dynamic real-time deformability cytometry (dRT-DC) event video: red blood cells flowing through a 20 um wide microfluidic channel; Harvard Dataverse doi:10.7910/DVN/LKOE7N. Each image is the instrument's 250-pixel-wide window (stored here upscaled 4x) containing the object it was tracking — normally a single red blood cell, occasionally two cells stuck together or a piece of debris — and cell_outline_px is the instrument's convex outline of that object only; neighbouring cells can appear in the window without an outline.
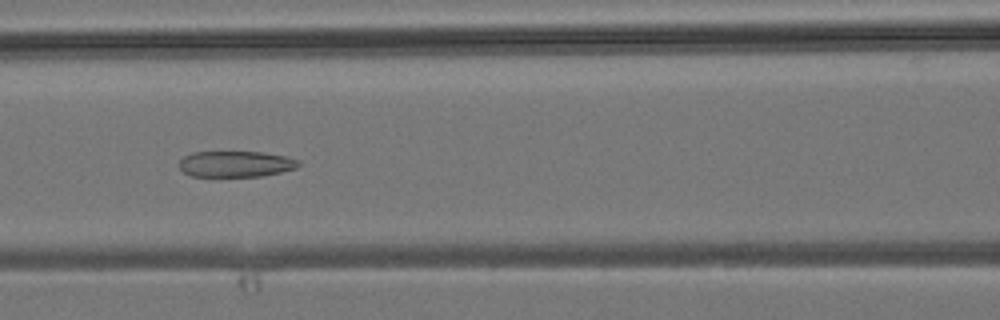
{"species": "common noctule bat (a hibernating species)", "species_latin": "Nyctalus noctula", "temperature_condition": "room temperature", "stored_images_in_passage": 43, "camera_frame_rate_fps": 3000, "um_per_image_px": 0.085, "animal": {"sex": "male", "body_mass_g": 19.2, "forearm_length_mm": 51.8}, "frame": {"image": 1, "passage_image": 18, "time_ms": 5.667, "image_size_px": [1000, 320], "cell_outline_px": [[300, 164], [296, 168], [280, 172], [260, 176], [192, 176], [184, 172], [180, 168], [180, 160], [184, 156], [192, 152], [260, 152], [284, 156], [300, 160]], "centroid_in_image_um": [20.03, 13.93], "position_along_channel_um": 146.6, "area_um2": 17.92}}
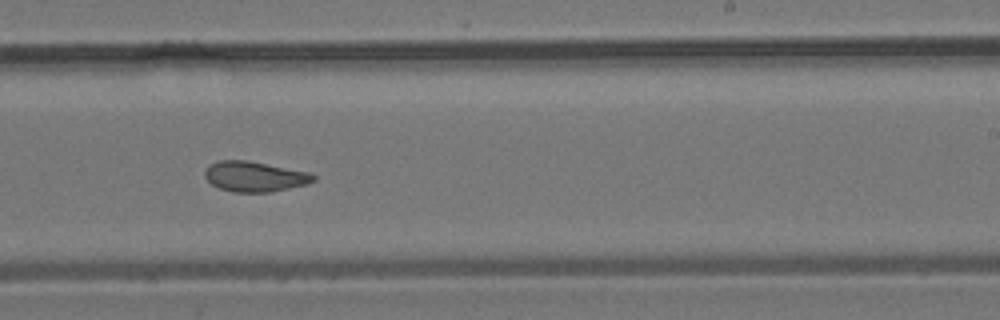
{"frame": {"image": 2, "passage_image": 26, "time_ms": 8.333, "image_size_px": [1000, 320], "cell_outline_px": [[316, 180], [308, 184], [272, 192], [232, 192], [220, 188], [212, 184], [204, 176], [204, 172], [208, 164], [216, 160], [248, 160], [308, 172], [316, 176]], "centroid_in_image_um": [21.63, 15.0], "position_along_channel_um": 267.4, "area_um2": 19.31}}
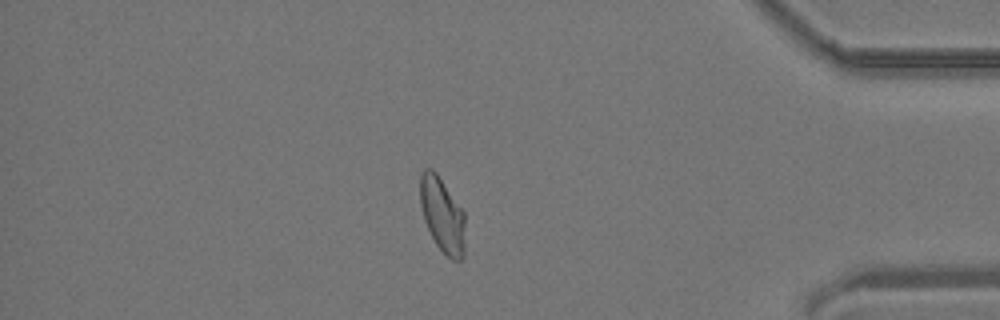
{"frame": {"image": 3, "passage_image": 37, "time_ms": 12.0, "image_size_px": [1000, 320], "cell_outline_px": [[464, 256], [460, 260], [452, 260], [436, 244], [424, 220], [420, 204], [420, 176], [424, 168], [432, 168], [436, 172], [464, 212]], "centroid_in_image_um": [37.59, 18.25], "position_along_channel_um": 397.6, "area_um2": 19.42}}